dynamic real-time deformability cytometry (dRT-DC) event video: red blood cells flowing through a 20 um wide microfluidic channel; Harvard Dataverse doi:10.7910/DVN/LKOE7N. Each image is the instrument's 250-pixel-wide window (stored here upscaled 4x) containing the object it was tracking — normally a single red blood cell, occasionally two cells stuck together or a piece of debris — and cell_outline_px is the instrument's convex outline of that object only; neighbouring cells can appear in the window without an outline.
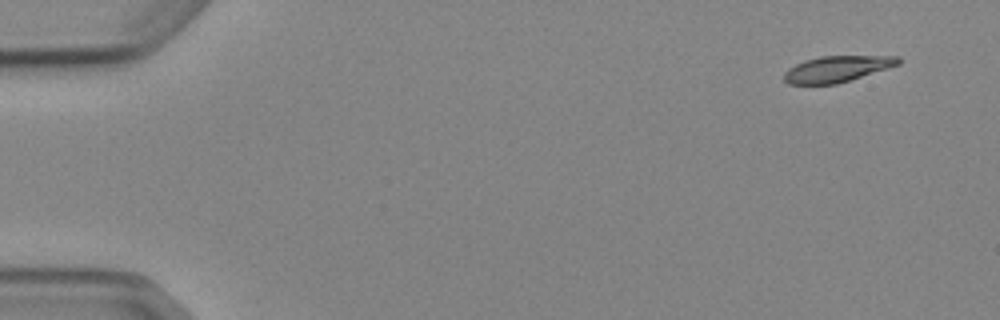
{"species": "Egyptian fruit bat (a non-hibernating species)", "species_latin": "Rousettus aegyptiacus", "temperature_condition": "cold", "stored_images_in_passage": 4, "camera_frame_rate_fps": 3000, "um_per_image_px": 0.085, "animal": {"sex": "female"}, "frame": {"image": 1, "passage_image": 1, "time_ms": 0.0, "image_size_px": [1000, 320], "cell_outline_px": [[900, 64], [888, 68], [836, 84], [788, 84], [784, 80], [784, 72], [788, 68], [804, 60], [820, 56], [900, 56]], "centroid_in_image_um": [71.13, 5.85], "position_along_channel_um": 13.9, "area_um2": 17.28}}
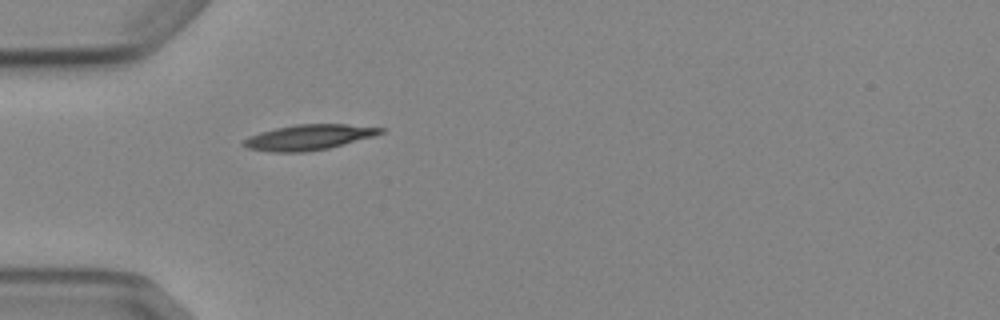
{"frame": {"image": 2, "passage_image": 4, "time_ms": 4.333, "image_size_px": [1000, 320], "cell_outline_px": [[384, 132], [372, 136], [344, 144], [328, 148], [304, 152], [272, 152], [248, 148], [240, 144], [248, 136], [260, 132], [276, 128], [296, 124], [348, 124], [384, 128]], "centroid_in_image_um": [26.21, 11.66], "position_along_channel_um": 58.8, "area_um2": 20.11}}